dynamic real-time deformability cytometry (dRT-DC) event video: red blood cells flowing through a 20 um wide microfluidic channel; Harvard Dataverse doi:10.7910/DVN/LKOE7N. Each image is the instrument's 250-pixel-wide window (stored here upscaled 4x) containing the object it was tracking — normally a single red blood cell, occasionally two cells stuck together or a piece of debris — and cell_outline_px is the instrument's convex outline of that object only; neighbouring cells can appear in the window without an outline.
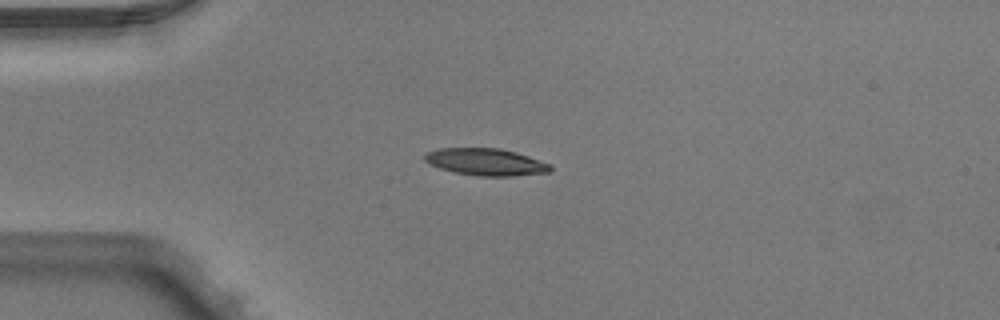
{"species": "Egyptian fruit bat (a non-hibernating species)", "species_latin": "Rousettus aegyptiacus", "temperature_condition": "warm", "stored_images_in_passage": 3, "camera_frame_rate_fps": 3000, "um_per_image_px": 0.085, "animal": {"sex": "male"}, "frame": {"image": 1, "passage_image": 2, "time_ms": 0.333, "image_size_px": [1000, 320], "cell_outline_px": [[552, 168], [548, 172], [512, 176], [480, 176], [456, 172], [440, 168], [428, 164], [424, 160], [424, 152], [440, 148], [500, 148], [516, 152], [552, 164]], "centroid_in_image_um": [41.28, 13.76], "position_along_channel_um": 43.7, "area_um2": 19.83}}
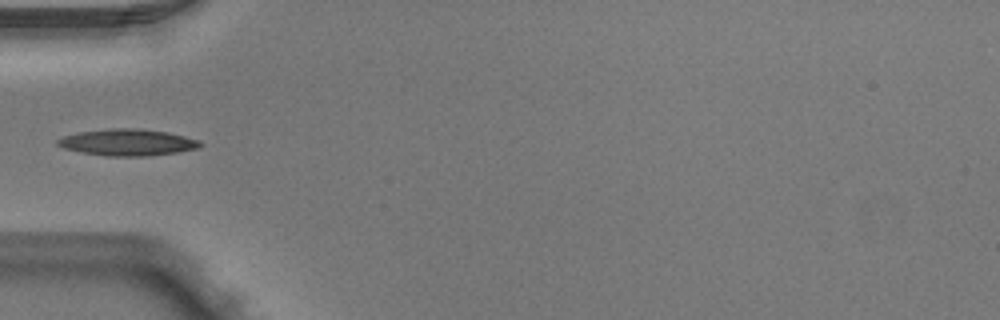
{"frame": {"image": 2, "passage_image": 3, "time_ms": 0.667, "image_size_px": [1000, 320], "cell_outline_px": [[204, 144], [200, 148], [176, 152], [148, 156], [108, 156], [84, 152], [64, 148], [56, 144], [56, 140], [64, 136], [80, 132], [112, 128], [140, 128], [168, 132], [200, 140]], "centroid_in_image_um": [10.9, 12.09], "position_along_channel_um": 74.1, "area_um2": 22.02}}